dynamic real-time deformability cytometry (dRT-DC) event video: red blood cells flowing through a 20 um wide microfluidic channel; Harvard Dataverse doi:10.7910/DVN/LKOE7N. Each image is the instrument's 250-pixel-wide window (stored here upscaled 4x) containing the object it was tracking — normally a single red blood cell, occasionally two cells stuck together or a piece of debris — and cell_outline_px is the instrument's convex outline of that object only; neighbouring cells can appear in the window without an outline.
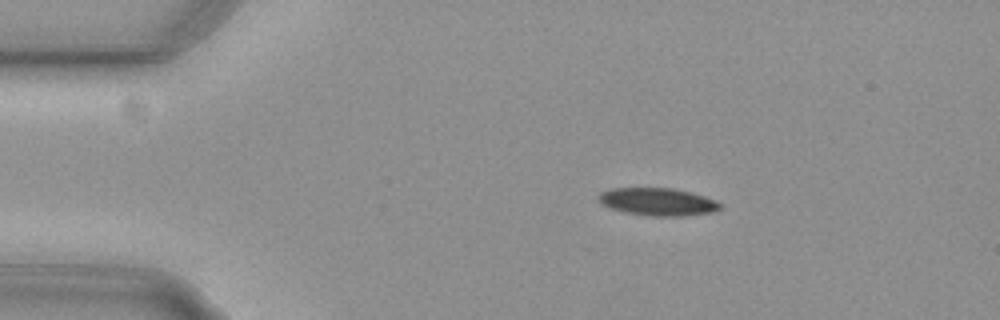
{"species": "common noctule bat (a hibernating species)", "species_latin": "Nyctalus noctula", "temperature_condition": "cold", "stored_images_in_passage": 46, "camera_frame_rate_fps": 3000, "um_per_image_px": 0.085, "animal": {"sex": "female", "body_mass_g": 29.2, "forearm_length_mm": 56.3}, "frame": {"image": 1, "passage_image": 1, "time_ms": 0.0, "image_size_px": [1000, 320], "cell_outline_px": [[724, 208], [712, 212], [684, 216], [652, 216], [624, 212], [600, 204], [596, 196], [600, 192], [612, 188], [672, 188], [704, 196], [716, 200], [724, 204]], "centroid_in_image_um": [55.92, 17.15], "position_along_channel_um": 29.1, "area_um2": 19.77}}
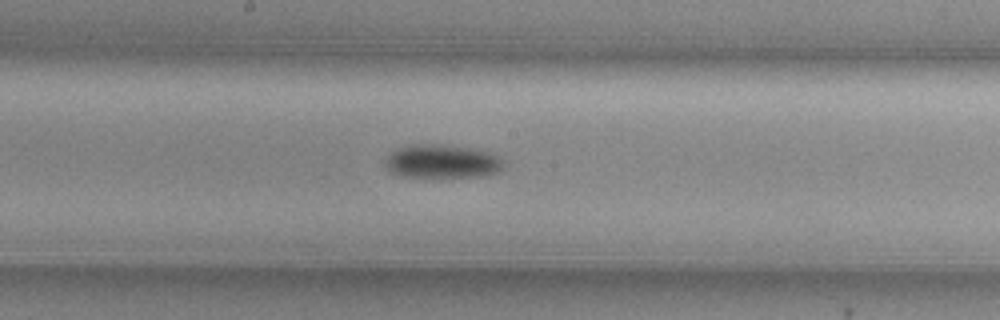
{"frame": {"image": 2, "passage_image": 20, "time_ms": 6.333, "image_size_px": [1000, 320], "cell_outline_px": [[504, 168], [496, 172], [484, 176], [404, 176], [388, 172], [384, 164], [388, 156], [392, 152], [408, 144], [440, 144], [472, 148], [488, 152], [504, 160]], "centroid_in_image_um": [37.57, 13.71], "position_along_channel_um": 210.6, "area_um2": 23.0}}
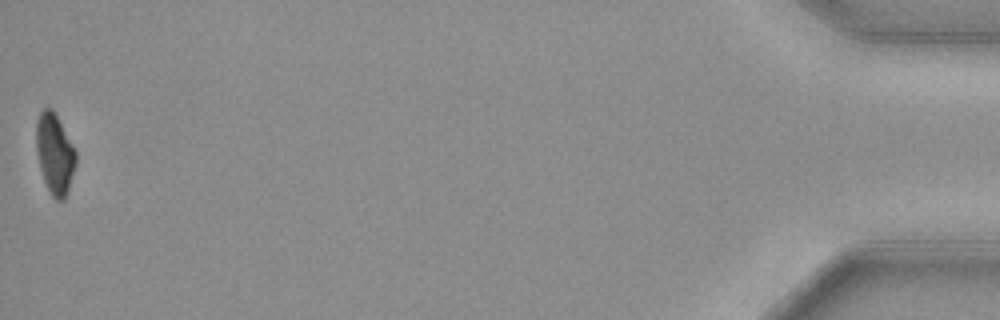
{"frame": {"image": 3, "passage_image": 46, "time_ms": 15.0, "image_size_px": [1000, 320], "cell_outline_px": [[76, 164], [64, 200], [56, 200], [52, 196], [44, 180], [40, 168], [36, 152], [36, 120], [40, 112], [44, 108], [52, 108], [76, 152]], "centroid_in_image_um": [4.63, 13.06], "position_along_channel_um": 430.6, "area_um2": 18.26}, "authors_computed_cell_mechanics": {"area_um2": 21.0392, "velocity_mm_per_s": 3.7381, "shape_relaxation_time_tau1_ms": 3.4982, "shape_relaxation_time_tau2_ms": null, "deformation_change_tau1": 0.1415, "deformation_change_tau2": null}}